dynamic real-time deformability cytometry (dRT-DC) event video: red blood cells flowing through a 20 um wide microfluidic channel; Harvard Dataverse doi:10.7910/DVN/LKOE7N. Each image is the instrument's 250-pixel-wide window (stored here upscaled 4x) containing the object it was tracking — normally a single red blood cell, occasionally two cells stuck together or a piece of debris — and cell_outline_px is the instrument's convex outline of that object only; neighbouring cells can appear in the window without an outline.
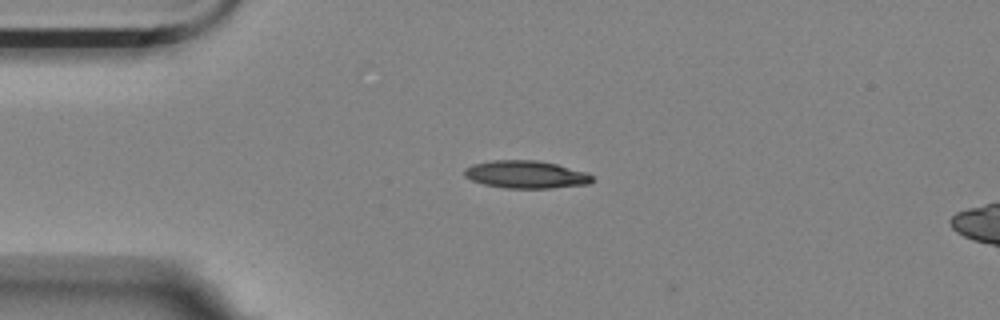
{"species": "Egyptian fruit bat (a non-hibernating species)", "species_latin": "Rousettus aegyptiacus", "temperature_condition": "room temperature", "stored_images_in_passage": 2, "camera_frame_rate_fps": 3000, "um_per_image_px": 0.085, "animal": {"sex": "female"}, "frame": {"image": 1, "passage_image": 1, "time_ms": 0.0, "image_size_px": [1000, 320], "cell_outline_px": [[592, 180], [588, 184], [552, 188], [504, 188], [484, 184], [472, 180], [464, 176], [464, 168], [472, 164], [492, 160], [536, 160], [556, 164], [588, 172], [592, 176]], "centroid_in_image_um": [44.69, 14.83], "position_along_channel_um": 40.3, "area_um2": 20.63}}